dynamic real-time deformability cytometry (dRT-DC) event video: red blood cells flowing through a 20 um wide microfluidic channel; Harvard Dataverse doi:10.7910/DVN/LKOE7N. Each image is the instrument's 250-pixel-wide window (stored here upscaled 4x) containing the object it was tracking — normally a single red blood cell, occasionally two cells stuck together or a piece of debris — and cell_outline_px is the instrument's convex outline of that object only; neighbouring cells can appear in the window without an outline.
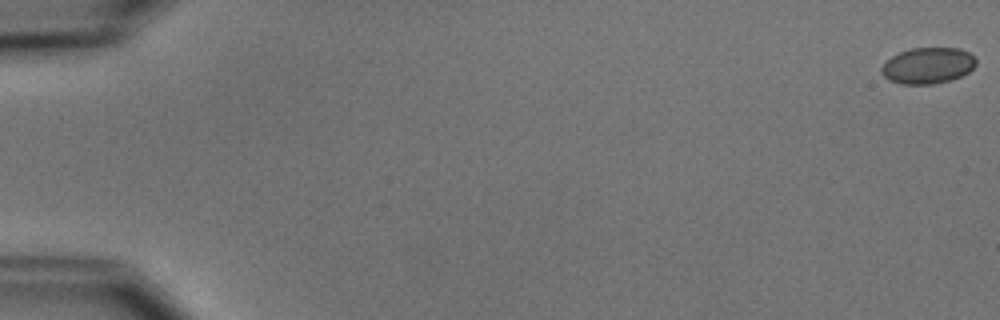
{"species": "common noctule bat (a hibernating species)", "species_latin": "Nyctalus noctula", "temperature_condition": "cold", "stored_images_in_passage": 6, "camera_frame_rate_fps": 3000, "um_per_image_px": 0.085, "animal": {"sex": "male", "body_mass_g": 15.6}, "frame": {"image": 1, "passage_image": 1, "time_ms": 0.0, "image_size_px": [1000, 320], "cell_outline_px": [[976, 64], [968, 72], [960, 76], [948, 80], [932, 84], [900, 84], [888, 80], [880, 72], [880, 68], [892, 56], [900, 52], [912, 48], [960, 48], [968, 52], [976, 60]], "centroid_in_image_um": [78.84, 5.57], "position_along_channel_um": 6.2, "area_um2": 19.77}}
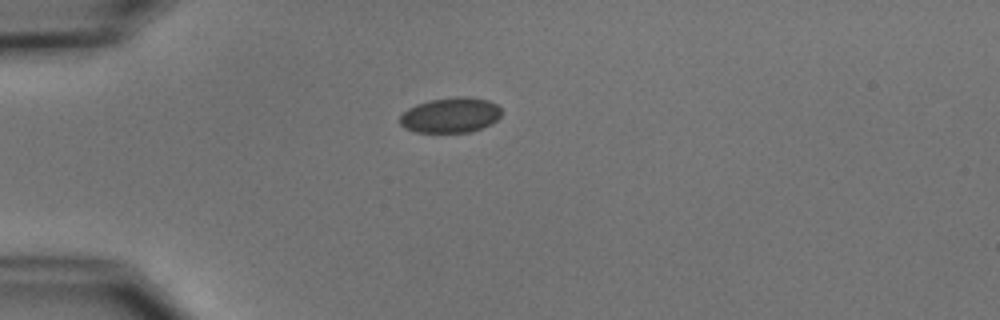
{"frame": {"image": 2, "passage_image": 5, "time_ms": 5.0, "image_size_px": [1000, 320], "cell_outline_px": [[500, 116], [492, 124], [468, 132], [416, 132], [404, 128], [400, 124], [400, 116], [408, 108], [416, 104], [428, 100], [456, 96], [468, 96], [488, 100], [496, 104], [500, 108]], "centroid_in_image_um": [38.28, 9.77], "position_along_channel_um": 46.7, "area_um2": 20.92}}